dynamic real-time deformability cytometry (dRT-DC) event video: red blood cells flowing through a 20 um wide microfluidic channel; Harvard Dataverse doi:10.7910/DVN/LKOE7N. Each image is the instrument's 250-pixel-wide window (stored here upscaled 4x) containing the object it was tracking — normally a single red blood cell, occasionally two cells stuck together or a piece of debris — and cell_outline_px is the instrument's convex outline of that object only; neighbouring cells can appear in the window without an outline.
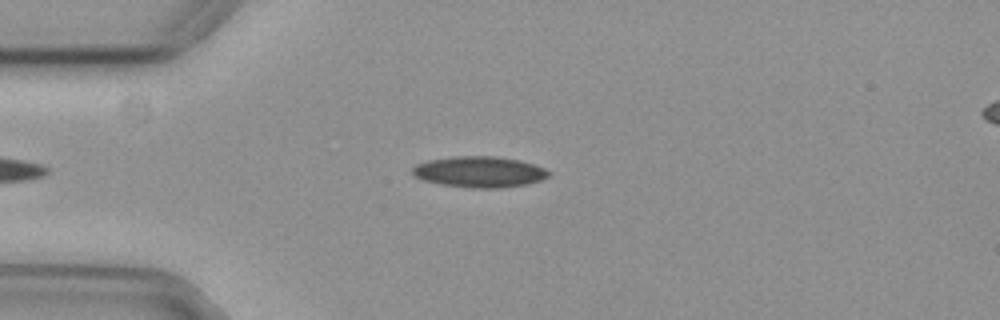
{"species": "common noctule bat (a hibernating species)", "species_latin": "Nyctalus noctula", "temperature_condition": "cold", "stored_images_in_passage": 38, "camera_frame_rate_fps": 3000, "um_per_image_px": 0.085, "animal": {"sex": "female", "body_mass_g": 29.2, "forearm_length_mm": 56.3}, "frame": {"image": 1, "passage_image": 1, "time_ms": 0.0, "image_size_px": [1000, 320], "cell_outline_px": [[552, 172], [548, 176], [540, 180], [528, 184], [500, 188], [472, 188], [440, 184], [424, 180], [416, 176], [412, 172], [412, 168], [416, 164], [428, 160], [456, 156], [496, 156], [520, 160], [544, 168]], "centroid_in_image_um": [40.77, 14.61], "position_along_channel_um": 44.2, "area_um2": 24.57}}
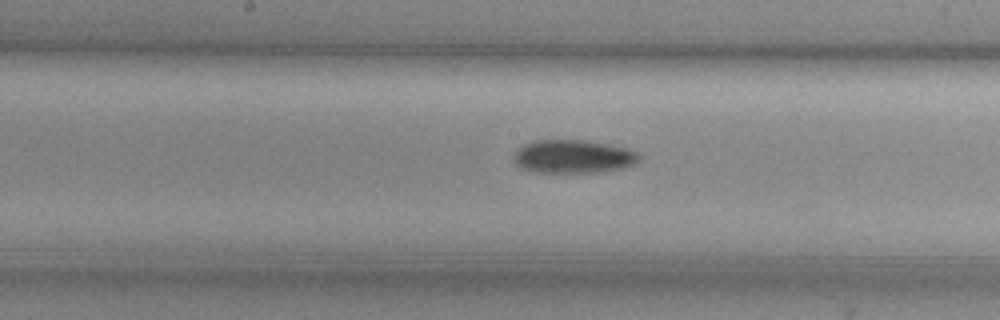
{"frame": {"image": 2, "passage_image": 15, "time_ms": 4.667, "image_size_px": [1000, 320], "cell_outline_px": [[640, 156], [636, 164], [624, 168], [600, 172], [532, 172], [520, 168], [512, 160], [512, 156], [524, 144], [532, 140], [588, 140], [628, 148], [636, 152]], "centroid_in_image_um": [48.71, 13.3], "position_along_channel_um": 199.5, "area_um2": 24.62}}
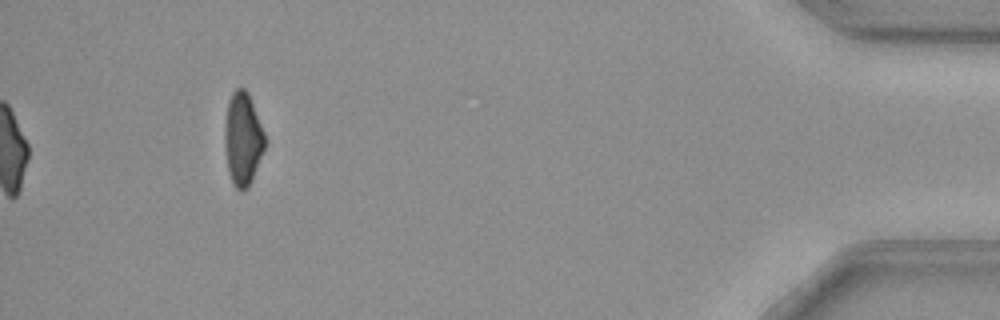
{"frame": {"image": 3, "passage_image": 38, "time_ms": 12.333, "image_size_px": [1000, 320], "cell_outline_px": [[264, 148], [252, 180], [248, 188], [240, 192], [232, 184], [228, 172], [224, 144], [224, 128], [228, 100], [232, 92], [236, 88], [244, 88], [248, 92], [264, 132]], "centroid_in_image_um": [20.61, 11.82], "position_along_channel_um": 414.6, "area_um2": 21.79}, "authors_computed_cell_mechanics": {"area_um2": 23.9292, "velocity_mm_per_s": 3.7365, "shape_relaxation_time_tau1_ms": 4.5727, "shape_relaxation_time_tau2_ms": null, "deformation_change_tau1": 0.1276, "deformation_change_tau2": null}}